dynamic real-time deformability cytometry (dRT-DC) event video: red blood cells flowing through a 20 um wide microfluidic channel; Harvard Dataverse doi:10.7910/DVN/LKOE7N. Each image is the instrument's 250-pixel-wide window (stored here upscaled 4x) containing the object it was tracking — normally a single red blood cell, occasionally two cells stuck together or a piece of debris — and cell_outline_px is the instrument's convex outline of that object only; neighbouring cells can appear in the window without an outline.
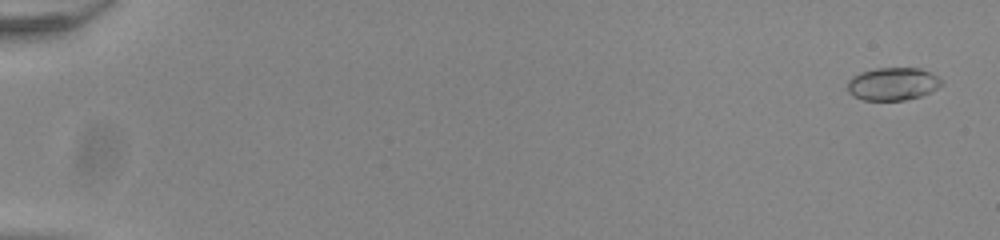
{"species": "common noctule bat (a hibernating species)", "species_latin": "Nyctalus noctula", "temperature_condition": "room temperature", "stored_images_in_passage": 55, "camera_frame_rate_fps": 3000, "um_per_image_px": 0.085, "animal": {"sex": "male", "body_mass_g": 20.0, "forearm_length_mm": 53.3}, "frame": {"image": 1, "passage_image": 2, "time_ms": 0.333, "image_size_px": [1000, 240], "cell_outline_px": [[944, 84], [920, 96], [904, 100], [864, 100], [852, 96], [848, 92], [848, 80], [852, 76], [860, 72], [876, 68], [920, 68], [936, 76]], "centroid_in_image_um": [75.83, 7.13], "position_along_channel_um": 9.2, "area_um2": 17.86}}
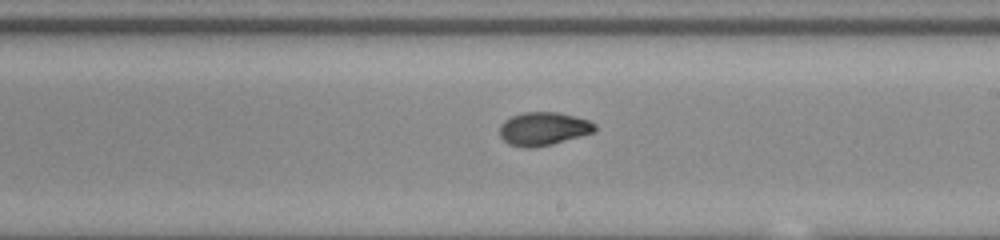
{"frame": {"image": 2, "passage_image": 34, "time_ms": 11.0, "image_size_px": [1000, 240], "cell_outline_px": [[596, 132], [552, 144], [532, 148], [524, 148], [508, 144], [500, 136], [500, 124], [504, 120], [512, 116], [524, 112], [560, 112], [588, 120], [596, 124]], "centroid_in_image_um": [46.19, 10.95], "position_along_channel_um": 242.8, "area_um2": 18.61}}
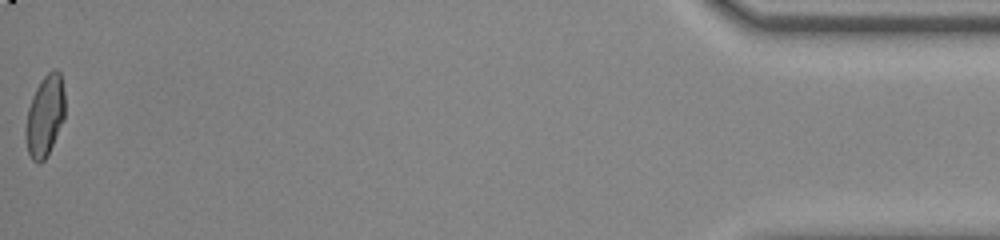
{"frame": {"image": 3, "passage_image": 55, "time_ms": 18.0, "image_size_px": [1000, 240], "cell_outline_px": [[64, 120], [44, 160], [40, 164], [36, 164], [32, 160], [28, 152], [24, 136], [24, 132], [28, 108], [32, 96], [40, 80], [48, 72], [56, 68], [60, 72], [64, 92]], "centroid_in_image_um": [3.8, 9.85], "position_along_channel_um": 431.4, "area_um2": 18.67}, "authors_computed_cell_mechanics": {"area_um2": 18.1492, "velocity_mm_per_s": 3.9017, "shape_relaxation_time_tau1_ms": 6.6665, "shape_relaxation_time_tau2_ms": 1.606, "deformation_change_tau1": 0.1934, "deformation_change_tau2": 0.0524}}